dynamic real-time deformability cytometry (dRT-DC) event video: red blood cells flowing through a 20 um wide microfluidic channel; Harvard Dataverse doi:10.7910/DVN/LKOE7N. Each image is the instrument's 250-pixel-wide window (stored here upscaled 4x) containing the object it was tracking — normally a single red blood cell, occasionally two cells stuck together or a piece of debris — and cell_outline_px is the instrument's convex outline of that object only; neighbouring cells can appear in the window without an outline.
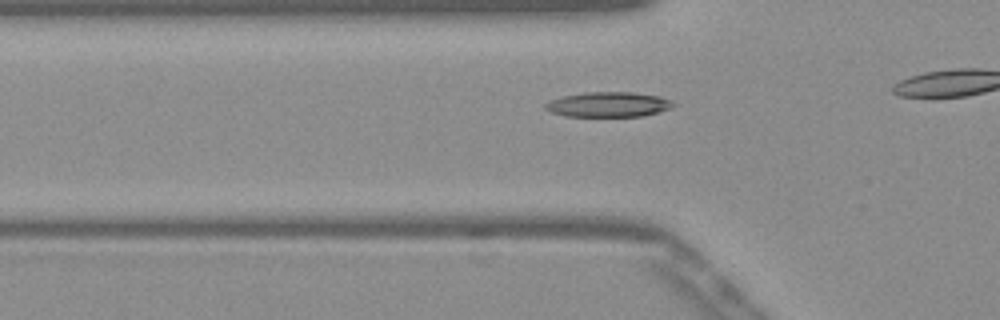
{"species": "Egyptian fruit bat (a non-hibernating species)", "species_latin": "Rousettus aegyptiacus", "temperature_condition": "warm", "stored_images_in_passage": 17, "camera_frame_rate_fps": 3000, "um_per_image_px": 0.085, "frame": {"image": 1, "passage_image": 12, "time_ms": 3.667, "image_size_px": [1000, 320], "cell_outline_px": [[676, 104], [672, 108], [660, 112], [640, 116], [564, 116], [552, 112], [544, 108], [544, 104], [552, 100], [564, 96], [584, 92], [632, 92], [660, 96], [672, 100]], "centroid_in_image_um": [51.76, 8.88], "position_along_channel_um": 74.0, "area_um2": 18.67}}
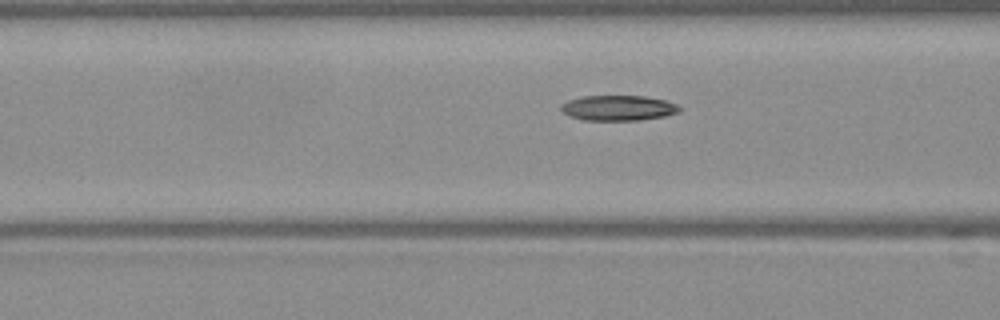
{"frame": {"image": 2, "passage_image": 15, "time_ms": 4.667, "image_size_px": [1000, 320], "cell_outline_px": [[680, 112], [664, 116], [640, 120], [584, 120], [568, 116], [560, 108], [560, 104], [568, 100], [580, 96], [644, 96], [664, 100], [676, 104], [680, 108]], "centroid_in_image_um": [52.51, 9.17], "position_along_channel_um": 114.1, "area_um2": 17.46}}